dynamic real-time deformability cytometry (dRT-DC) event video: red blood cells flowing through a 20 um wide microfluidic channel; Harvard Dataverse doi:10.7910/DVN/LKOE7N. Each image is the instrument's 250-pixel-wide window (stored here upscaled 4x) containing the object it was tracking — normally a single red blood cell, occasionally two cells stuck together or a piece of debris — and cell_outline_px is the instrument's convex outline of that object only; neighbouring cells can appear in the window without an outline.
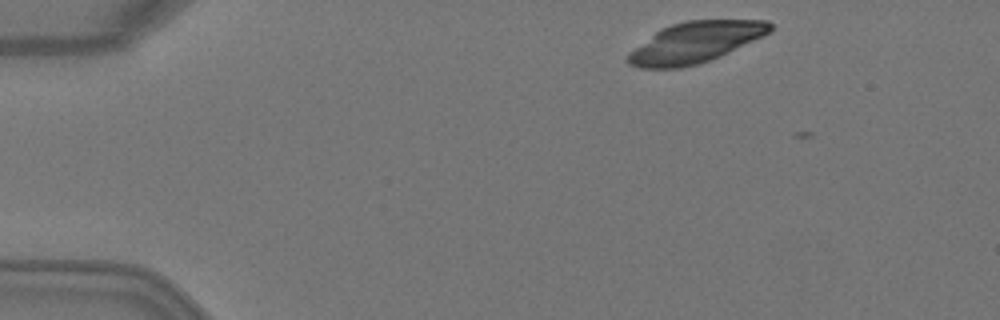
{"species": "Egyptian fruit bat (a non-hibernating species)", "species_latin": "Rousettus aegyptiacus", "temperature_condition": "warm", "stored_images_in_passage": 3, "camera_frame_rate_fps": 3000, "um_per_image_px": 0.085, "animal": {"sex": "female"}, "frame": {"image": 1, "passage_image": 1, "time_ms": 0.0, "image_size_px": [1000, 320], "cell_outline_px": [[772, 32], [764, 36], [720, 56], [696, 64], [680, 68], [640, 68], [628, 64], [628, 52], [656, 32], [672, 24], [688, 20], [768, 20], [772, 24]], "centroid_in_image_um": [59.13, 3.6], "position_along_channel_um": 25.9, "area_um2": 33.52}}